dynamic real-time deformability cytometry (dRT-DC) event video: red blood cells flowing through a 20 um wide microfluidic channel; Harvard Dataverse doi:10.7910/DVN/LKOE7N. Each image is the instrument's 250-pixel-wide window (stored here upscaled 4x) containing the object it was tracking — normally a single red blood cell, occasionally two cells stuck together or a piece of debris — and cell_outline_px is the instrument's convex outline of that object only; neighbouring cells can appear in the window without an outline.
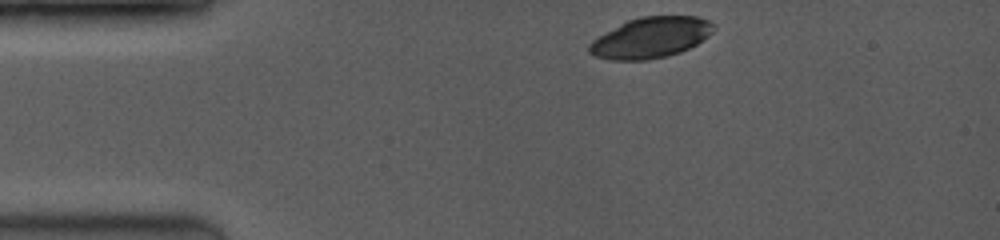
{"species": "common noctule bat (a hibernating species)", "species_latin": "Nyctalus noctula", "temperature_condition": "room temperature", "stored_images_in_passage": 5, "camera_frame_rate_fps": 3500, "um_per_image_px": 0.085, "animal": {"sex": "female", "body_mass_g": 19.0, "forearm_length_mm": 53.3}, "frame": {"image": 1, "passage_image": 1, "time_ms": 0.0, "image_size_px": [1000, 240], "cell_outline_px": [[716, 28], [708, 36], [696, 44], [680, 52], [668, 56], [648, 60], [612, 60], [592, 56], [588, 52], [588, 44], [592, 40], [620, 24], [628, 20], [644, 16], [696, 16], [708, 20], [716, 24]], "centroid_in_image_um": [55.31, 3.2], "position_along_channel_um": 29.7, "area_um2": 29.59}}